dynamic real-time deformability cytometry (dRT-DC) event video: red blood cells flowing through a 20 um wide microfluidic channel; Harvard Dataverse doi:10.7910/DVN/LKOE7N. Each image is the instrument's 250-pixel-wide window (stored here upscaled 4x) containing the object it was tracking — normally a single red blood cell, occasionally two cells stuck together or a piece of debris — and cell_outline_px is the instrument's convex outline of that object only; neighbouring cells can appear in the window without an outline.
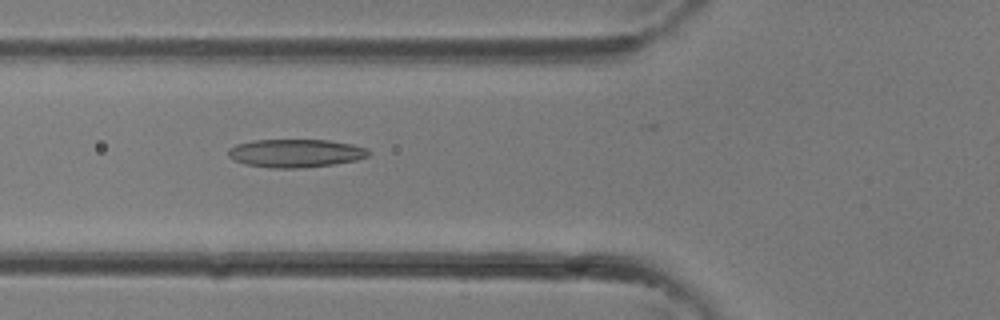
{"species": "common noctule bat (a hibernating species)", "species_latin": "Nyctalus noctula", "temperature_condition": "room temperature", "stored_images_in_passage": 34, "camera_frame_rate_fps": 3000, "um_per_image_px": 0.085, "animal": {"sex": "female"}, "frame": {"image": 1, "passage_image": 13, "time_ms": 4.0, "image_size_px": [1000, 320], "cell_outline_px": [[372, 152], [368, 156], [356, 160], [332, 164], [300, 168], [272, 168], [248, 164], [236, 160], [228, 156], [228, 148], [236, 144], [252, 140], [328, 140], [352, 144], [368, 148]], "centroid_in_image_um": [25.15, 13.01], "position_along_channel_um": 100.6, "area_um2": 23.0}}
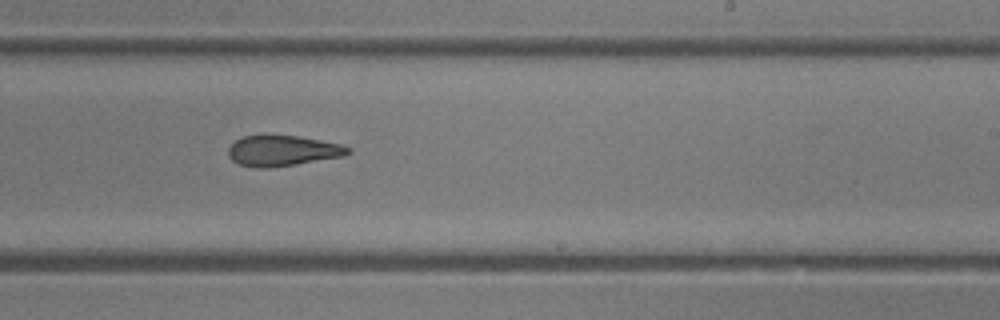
{"frame": {"image": 2, "passage_image": 21, "time_ms": 6.667, "image_size_px": [1000, 320], "cell_outline_px": [[352, 152], [344, 156], [296, 164], [268, 168], [256, 168], [240, 164], [232, 160], [228, 156], [228, 148], [236, 140], [244, 136], [300, 136], [340, 144], [352, 148]], "centroid_in_image_um": [24.04, 12.82], "position_along_channel_um": 265.0, "area_um2": 21.21}}
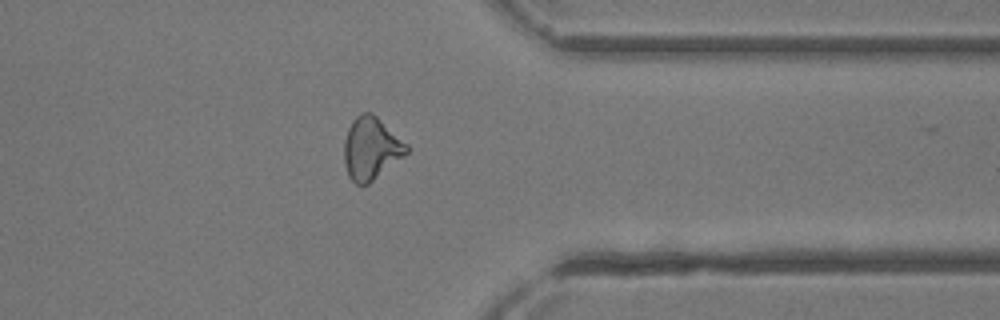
{"frame": {"image": 3, "passage_image": 27, "time_ms": 8.667, "image_size_px": [1000, 320], "cell_outline_px": [[408, 152], [368, 184], [356, 184], [348, 176], [344, 164], [344, 140], [348, 128], [352, 120], [360, 112], [372, 112], [408, 144]], "centroid_in_image_um": [31.52, 12.59], "position_along_channel_um": 379.9, "area_um2": 22.66}}